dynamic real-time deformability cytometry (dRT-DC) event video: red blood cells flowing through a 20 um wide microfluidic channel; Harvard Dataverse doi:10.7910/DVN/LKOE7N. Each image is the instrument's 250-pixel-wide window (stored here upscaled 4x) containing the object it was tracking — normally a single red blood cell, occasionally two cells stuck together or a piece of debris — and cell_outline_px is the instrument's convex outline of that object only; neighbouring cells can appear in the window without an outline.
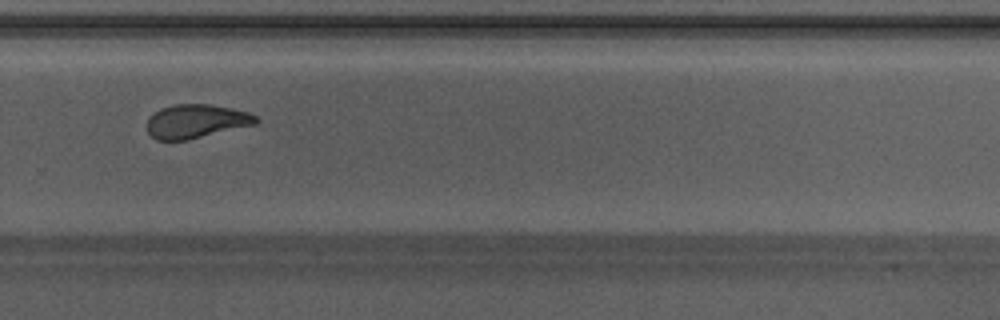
{"species": "Egyptian fruit bat (a non-hibernating species)", "species_latin": "Rousettus aegyptiacus", "temperature_condition": "warm", "stored_images_in_passage": 31, "camera_frame_rate_fps": 3000, "um_per_image_px": 0.085, "animal": {"sex": "male"}, "frame": {"image": 1, "passage_image": 18, "time_ms": 5.667, "image_size_px": [1000, 320], "cell_outline_px": [[260, 120], [256, 124], [188, 140], [156, 140], [148, 132], [148, 116], [160, 108], [176, 104], [212, 104], [248, 112], [256, 116]], "centroid_in_image_um": [16.67, 10.3], "position_along_channel_um": 313.1, "area_um2": 21.5}, "authors_computed_cell_mechanics": {"area_um2": 21.9062, "velocity_mm_per_s": 4.2453, "shape_relaxation_time_tau1_ms": 6.3004, "shape_relaxation_time_tau2_ms": 1.7754, "deformation_change_tau1": 0.2093, "deformation_change_tau2": 0.0805}}